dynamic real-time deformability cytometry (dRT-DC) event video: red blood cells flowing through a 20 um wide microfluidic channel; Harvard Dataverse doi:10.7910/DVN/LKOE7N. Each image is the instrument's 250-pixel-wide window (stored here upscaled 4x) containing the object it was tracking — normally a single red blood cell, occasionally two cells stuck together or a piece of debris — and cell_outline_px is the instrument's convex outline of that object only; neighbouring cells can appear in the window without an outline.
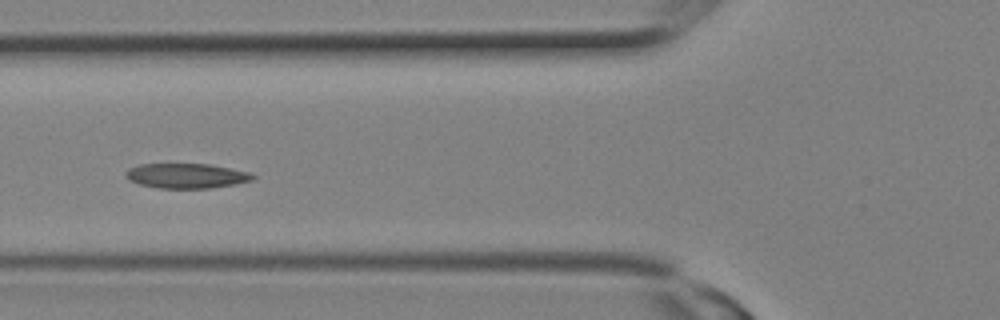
{"species": "Egyptian fruit bat (a non-hibernating species)", "species_latin": "Rousettus aegyptiacus", "temperature_condition": "room temperature", "stored_images_in_passage": 11, "camera_frame_rate_fps": 3000, "um_per_image_px": 0.085, "animal": {"sex": "female"}, "frame": {"image": 1, "passage_image": 10, "time_ms": 3.0, "image_size_px": [1000, 320], "cell_outline_px": [[256, 176], [252, 180], [236, 184], [212, 188], [156, 188], [140, 184], [128, 180], [124, 176], [124, 172], [128, 168], [140, 164], [208, 164], [248, 172]], "centroid_in_image_um": [15.79, 14.95], "position_along_channel_um": 110.0, "area_um2": 18.44}}